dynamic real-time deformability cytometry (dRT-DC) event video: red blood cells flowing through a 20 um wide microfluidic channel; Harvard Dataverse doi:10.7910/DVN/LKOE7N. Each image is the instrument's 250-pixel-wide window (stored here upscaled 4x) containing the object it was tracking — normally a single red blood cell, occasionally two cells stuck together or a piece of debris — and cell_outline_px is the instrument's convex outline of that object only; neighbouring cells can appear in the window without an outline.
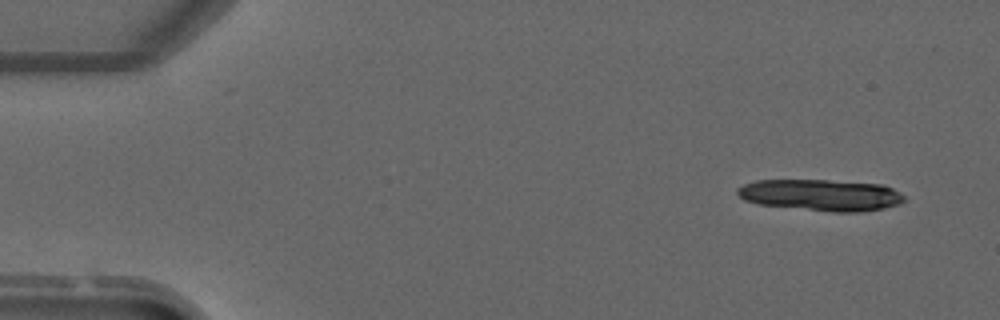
{"species": "common noctule bat (a hibernating species)", "species_latin": "Nyctalus noctula", "temperature_condition": "warm", "stored_images_in_passage": 3, "camera_frame_rate_fps": 3000, "um_per_image_px": 0.085, "animal": {"sex": "male", "forearm_length_mm": 52.5}, "frame": {"image": 1, "passage_image": 1, "time_ms": 0.0, "image_size_px": [1000, 320], "cell_outline_px": [[904, 200], [900, 204], [884, 208], [860, 212], [836, 212], [756, 204], [744, 200], [736, 192], [736, 188], [744, 184], [756, 180], [828, 180], [884, 184], [892, 188], [904, 196]], "centroid_in_image_um": [69.77, 16.57], "position_along_channel_um": 15.2, "area_um2": 30.69}}